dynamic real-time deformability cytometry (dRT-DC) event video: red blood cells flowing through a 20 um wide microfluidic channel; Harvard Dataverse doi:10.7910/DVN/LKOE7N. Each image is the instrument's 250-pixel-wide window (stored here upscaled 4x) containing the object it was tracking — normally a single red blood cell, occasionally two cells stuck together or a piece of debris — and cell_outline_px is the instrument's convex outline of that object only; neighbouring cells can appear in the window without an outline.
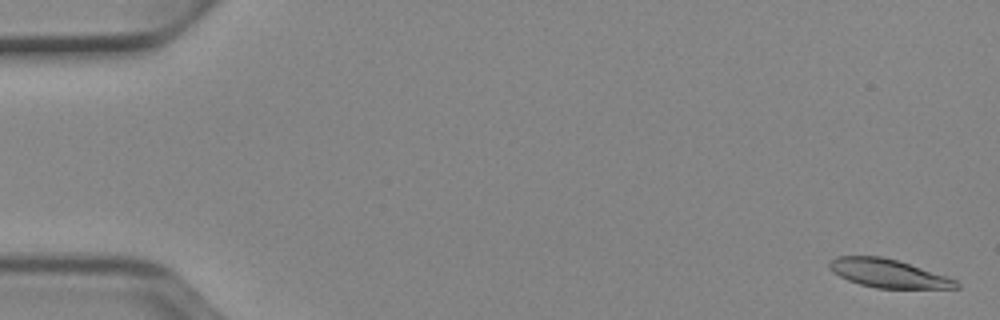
{"species": "Egyptian fruit bat (a non-hibernating species)", "species_latin": "Rousettus aegyptiacus", "temperature_condition": "cold", "stored_images_in_passage": 54, "segment_of_instrument_passage": [1, 2], "camera_frame_rate_fps": 3000, "um_per_image_px": 0.085, "animal": {"sex": "female"}, "frame": {"image": 1, "passage_image": 2, "time_ms": 0.333, "image_size_px": [1000, 320], "cell_outline_px": [[960, 288], [876, 288], [860, 284], [848, 280], [832, 272], [828, 268], [828, 264], [836, 256], [880, 256], [896, 260], [956, 280], [960, 284]], "centroid_in_image_um": [75.44, 23.24], "position_along_channel_um": 9.6, "area_um2": 20.58}}
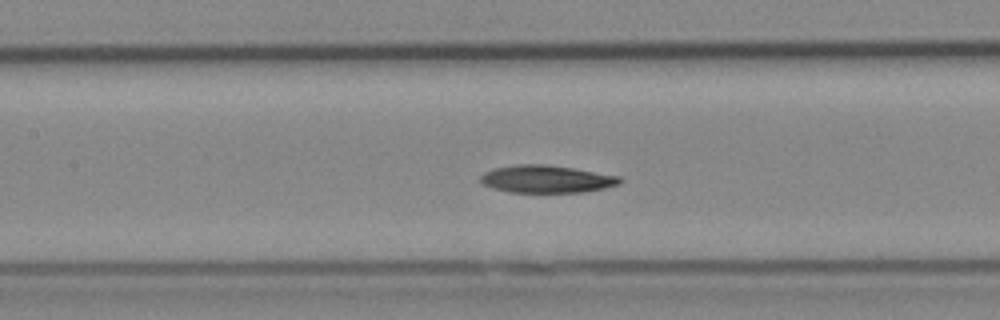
{"frame": {"image": 2, "passage_image": 25, "time_ms": 8.0, "image_size_px": [1000, 320], "cell_outline_px": [[624, 180], [620, 184], [604, 188], [584, 192], [508, 192], [492, 188], [484, 184], [480, 180], [480, 176], [484, 172], [492, 168], [516, 164], [544, 164], [572, 168], [620, 176]], "centroid_in_image_um": [46.44, 15.22], "position_along_channel_um": 161.0, "area_um2": 22.43}}
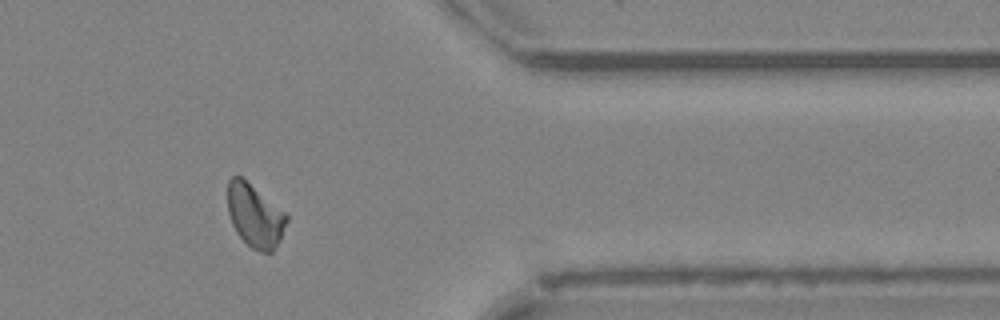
{"frame": {"image": 3, "passage_image": 44, "time_ms": 14.333, "image_size_px": [1000, 320], "cell_outline_px": [[288, 220], [280, 240], [272, 252], [260, 252], [252, 248], [236, 232], [232, 224], [228, 212], [228, 180], [232, 176], [240, 176], [284, 212], [288, 216]], "centroid_in_image_um": [21.66, 18.35], "position_along_channel_um": 389.7, "area_um2": 21.27}}